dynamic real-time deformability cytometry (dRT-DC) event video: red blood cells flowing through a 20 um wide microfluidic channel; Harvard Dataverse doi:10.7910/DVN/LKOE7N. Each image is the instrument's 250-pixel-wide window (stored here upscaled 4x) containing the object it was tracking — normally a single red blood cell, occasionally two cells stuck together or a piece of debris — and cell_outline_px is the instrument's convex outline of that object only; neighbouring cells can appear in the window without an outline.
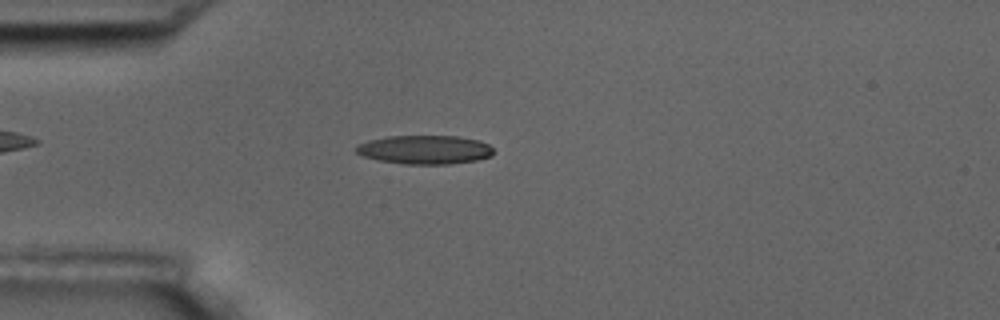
{"species": "common noctule bat (a hibernating species)", "species_latin": "Nyctalus noctula", "temperature_condition": "room temperature", "stored_images_in_passage": 50, "camera_frame_rate_fps": 3000, "um_per_image_px": 0.085, "animal": {"sex": "male", "body_mass_g": 17.5, "forearm_length_mm": 52.3}, "frame": {"image": 1, "passage_image": 9, "time_ms": 2.667, "image_size_px": [1000, 320], "cell_outline_px": [[492, 156], [476, 160], [448, 164], [404, 164], [380, 160], [364, 156], [356, 152], [356, 144], [368, 140], [388, 136], [456, 136], [480, 140], [488, 144], [492, 148]], "centroid_in_image_um": [36.1, 12.71], "position_along_channel_um": 48.9, "area_um2": 23.0}}
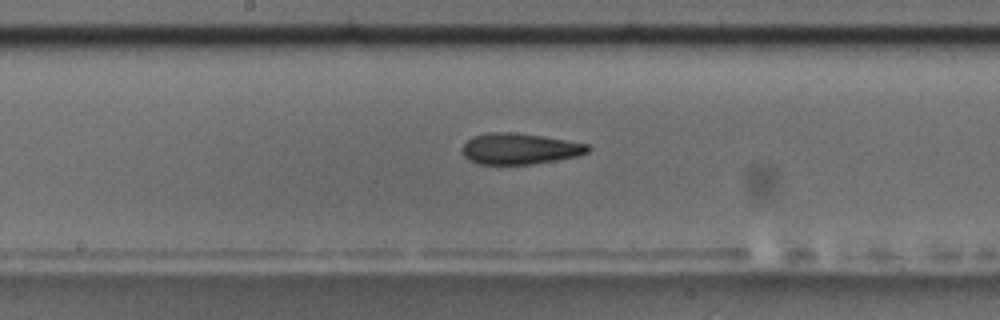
{"frame": {"image": 2, "passage_image": 23, "time_ms": 7.333, "image_size_px": [1000, 320], "cell_outline_px": [[592, 148], [588, 152], [576, 156], [532, 164], [480, 164], [468, 160], [464, 156], [464, 144], [472, 136], [488, 132], [508, 132], [544, 136], [588, 144]], "centroid_in_image_um": [44.17, 12.64], "position_along_channel_um": 204.0, "area_um2": 22.54}}
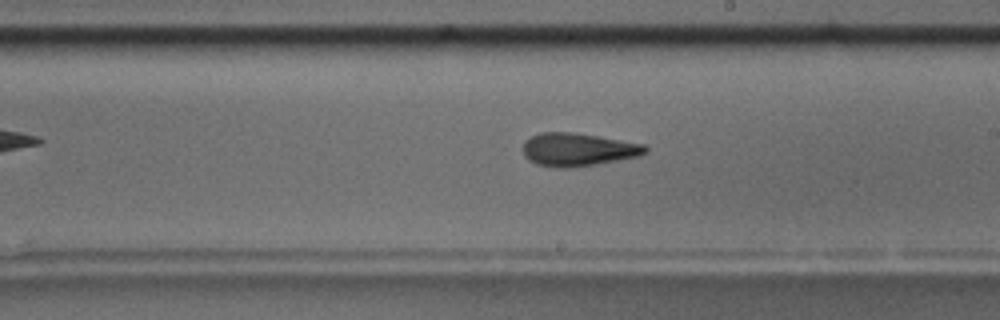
{"frame": {"image": 3, "passage_image": 26, "time_ms": 8.333, "image_size_px": [1000, 320], "cell_outline_px": [[648, 152], [640, 156], [596, 164], [568, 168], [560, 168], [536, 164], [528, 160], [524, 156], [524, 140], [540, 132], [572, 132], [644, 144], [648, 148]], "centroid_in_image_um": [49.12, 12.71], "position_along_channel_um": 239.9, "area_um2": 23.52}, "authors_computed_cell_mechanics": {"area_um2": 22.7732, "velocity_mm_per_s": 3.6011, "shape_relaxation_time_tau1_ms": null, "shape_relaxation_time_tau2_ms": 4.529, "deformation_change_tau1": null, "deformation_change_tau2": 0.1479}}